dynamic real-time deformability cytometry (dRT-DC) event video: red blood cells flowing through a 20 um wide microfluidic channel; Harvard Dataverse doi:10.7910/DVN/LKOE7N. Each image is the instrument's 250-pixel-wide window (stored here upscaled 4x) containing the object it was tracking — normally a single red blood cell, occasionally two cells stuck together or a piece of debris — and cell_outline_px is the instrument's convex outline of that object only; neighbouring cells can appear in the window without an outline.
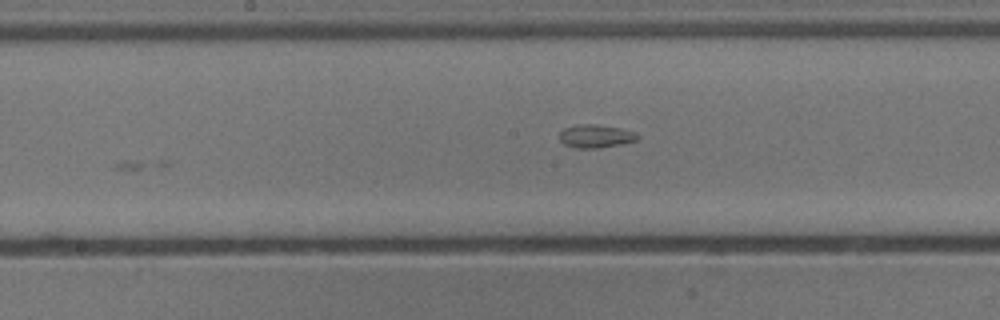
{"species": "common noctule bat (a hibernating species)", "species_latin": "Nyctalus noctula", "temperature_condition": "cold", "stored_images_in_passage": 9, "camera_frame_rate_fps": 3000, "um_per_image_px": 0.085, "animal": {"sex": "male", "body_mass_g": 13.3}, "frame": {"image": 1, "passage_image": 8, "time_ms": 2.333, "image_size_px": [1000, 320], "cell_outline_px": [[640, 136], [636, 140], [620, 144], [596, 148], [576, 148], [564, 144], [560, 140], [560, 132], [564, 128], [584, 124], [596, 124], [620, 128], [632, 132]], "centroid_in_image_um": [50.61, 11.57], "position_along_channel_um": 197.6, "area_um2": 10.29}}